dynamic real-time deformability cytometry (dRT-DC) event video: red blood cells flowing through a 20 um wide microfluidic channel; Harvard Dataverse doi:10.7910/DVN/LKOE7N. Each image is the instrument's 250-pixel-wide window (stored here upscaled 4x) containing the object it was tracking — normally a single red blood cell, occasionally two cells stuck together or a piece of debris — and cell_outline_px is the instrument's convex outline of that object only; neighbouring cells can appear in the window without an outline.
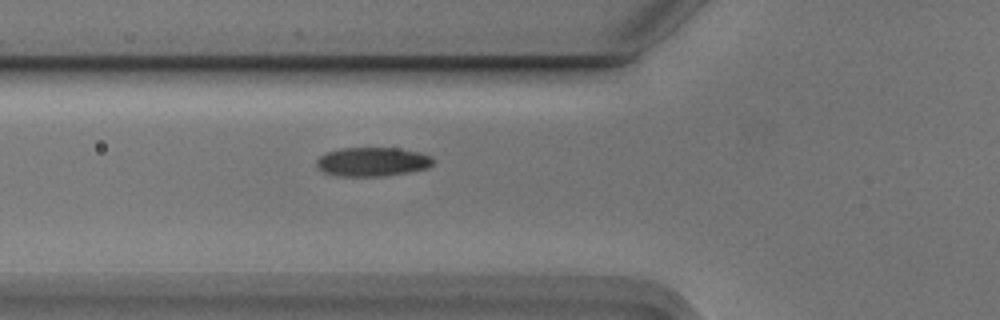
{"species": "Egyptian fruit bat (a non-hibernating species)", "species_latin": "Rousettus aegyptiacus", "temperature_condition": "cold", "stored_images_in_passage": 2, "camera_frame_rate_fps": 3000, "um_per_image_px": 0.085, "animal": {"sex": "male"}, "frame": {"image": 1, "passage_image": 2, "time_ms": 0.333, "image_size_px": [1000, 320], "cell_outline_px": [[436, 160], [428, 168], [408, 172], [384, 176], [340, 176], [324, 172], [316, 164], [316, 160], [324, 152], [340, 148], [396, 148], [420, 152], [432, 156]], "centroid_in_image_um": [31.67, 13.74], "position_along_channel_um": 94.1, "area_um2": 19.83}}